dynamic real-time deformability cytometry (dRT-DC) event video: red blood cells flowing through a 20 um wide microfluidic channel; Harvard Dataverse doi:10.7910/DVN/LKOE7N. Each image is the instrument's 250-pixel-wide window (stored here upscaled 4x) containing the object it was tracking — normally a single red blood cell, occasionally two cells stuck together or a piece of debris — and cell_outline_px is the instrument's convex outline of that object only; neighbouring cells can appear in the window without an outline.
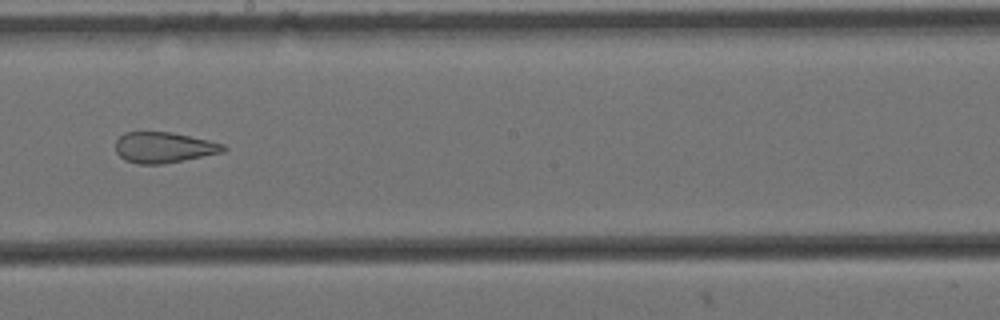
{"species": "Egyptian fruit bat (a non-hibernating species)", "species_latin": "Rousettus aegyptiacus", "temperature_condition": "cold", "stored_images_in_passage": 14, "camera_frame_rate_fps": 3000, "um_per_image_px": 0.085, "animal": {"sex": "female"}, "frame": {"image": 1, "passage_image": 7, "time_ms": 2.0, "image_size_px": [1000, 320], "cell_outline_px": [[228, 148], [224, 152], [160, 164], [140, 164], [124, 160], [116, 152], [116, 140], [124, 132], [172, 132], [208, 140], [224, 144]], "centroid_in_image_um": [13.92, 12.52], "position_along_channel_um": 234.3, "area_um2": 19.19}}
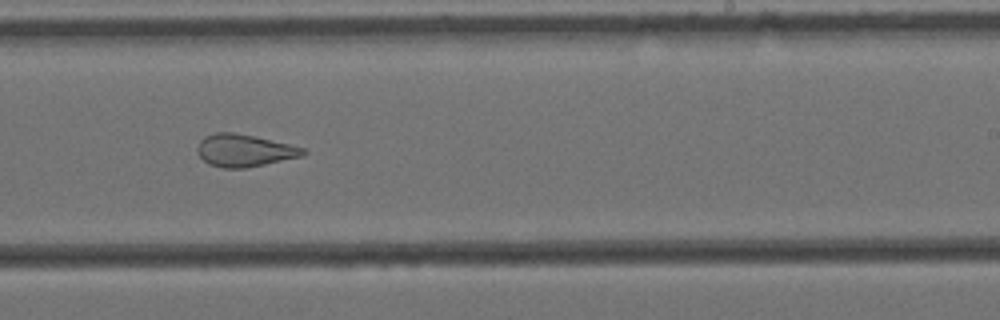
{"frame": {"image": 2, "passage_image": 8, "time_ms": 2.333, "image_size_px": [1000, 320], "cell_outline_px": [[308, 152], [304, 156], [244, 168], [224, 168], [208, 164], [196, 152], [196, 148], [200, 140], [204, 136], [216, 132], [236, 132], [288, 144], [304, 148]], "centroid_in_image_um": [20.74, 12.78], "position_along_channel_um": 268.3, "area_um2": 19.94}}